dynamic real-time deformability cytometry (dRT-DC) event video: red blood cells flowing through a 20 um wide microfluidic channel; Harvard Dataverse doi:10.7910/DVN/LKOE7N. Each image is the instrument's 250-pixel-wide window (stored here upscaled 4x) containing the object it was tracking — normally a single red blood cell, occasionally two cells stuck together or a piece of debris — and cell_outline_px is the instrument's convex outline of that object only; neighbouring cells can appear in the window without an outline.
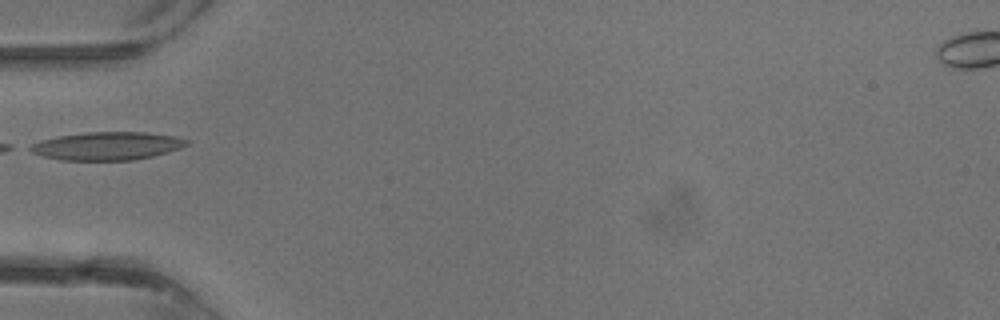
{"species": "common noctule bat (a hibernating species)", "species_latin": "Nyctalus noctula", "temperature_condition": "warm", "stored_images_in_passage": 19, "camera_frame_rate_fps": 3000, "um_per_image_px": 0.085, "animal": {"sex": "male", "body_mass_g": 13.3}, "frame": {"image": 1, "passage_image": 1, "time_ms": 0.0, "image_size_px": [1000, 320], "cell_outline_px": [[188, 144], [180, 148], [168, 152], [152, 156], [132, 160], [60, 160], [44, 156], [32, 152], [24, 148], [40, 140], [60, 136], [88, 132], [144, 132], [172, 136], [188, 140]], "centroid_in_image_um": [9.06, 12.41], "position_along_channel_um": 75.9, "area_um2": 25.43}}
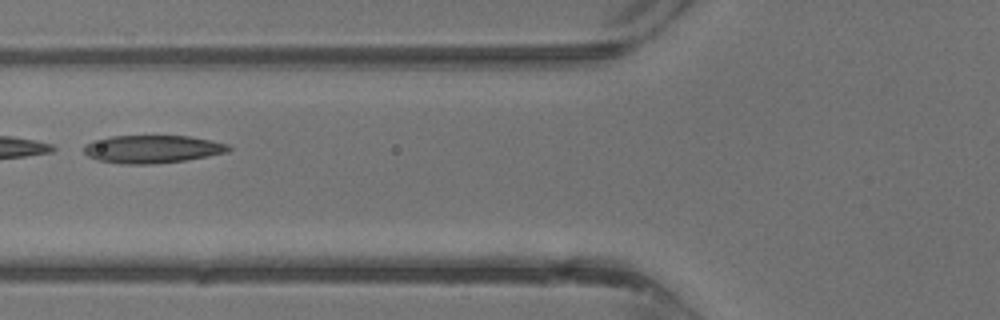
{"frame": {"image": 2, "passage_image": 3, "time_ms": 0.667, "image_size_px": [1000, 320], "cell_outline_px": [[232, 148], [228, 152], [208, 156], [184, 160], [152, 164], [120, 164], [96, 160], [88, 156], [84, 152], [84, 144], [92, 140], [112, 136], [188, 136], [228, 144]], "centroid_in_image_um": [12.9, 12.68], "position_along_channel_um": 112.9, "area_um2": 23.52}}